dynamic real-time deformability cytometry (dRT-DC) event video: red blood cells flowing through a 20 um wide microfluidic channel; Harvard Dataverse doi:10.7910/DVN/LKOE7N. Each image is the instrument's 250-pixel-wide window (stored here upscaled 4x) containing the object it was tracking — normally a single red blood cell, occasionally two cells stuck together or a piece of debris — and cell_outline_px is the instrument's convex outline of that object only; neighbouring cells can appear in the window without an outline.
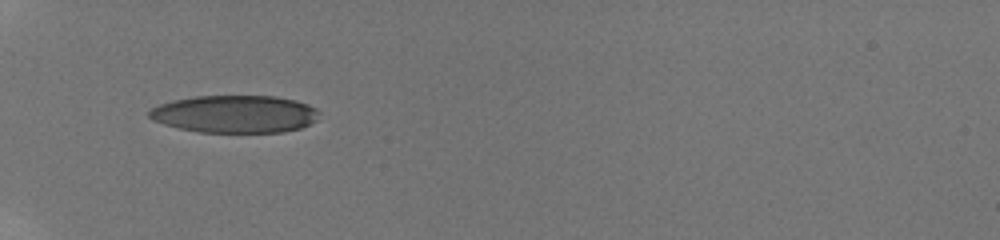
{"species": "human", "species_latin": "Homo sapiens", "temperature_condition": "room temperature", "stored_images_in_passage": 46, "camera_frame_rate_fps": 3000, "um_per_image_px": 0.085, "donor": {"sex": "male"}, "frame": {"image": 1, "passage_image": 1, "time_ms": 0.0, "image_size_px": [1000, 240], "cell_outline_px": [[320, 112], [316, 120], [300, 128], [284, 132], [200, 132], [180, 128], [164, 124], [152, 120], [148, 116], [148, 112], [152, 108], [160, 104], [172, 100], [192, 96], [276, 96], [296, 100], [308, 104], [316, 108]], "centroid_in_image_um": [19.97, 9.68], "position_along_channel_um": 65.0, "area_um2": 37.28}}
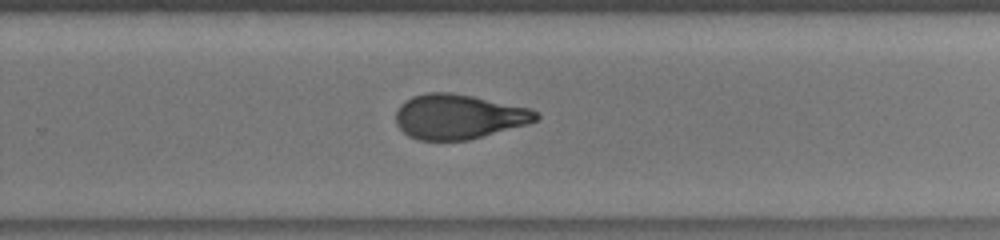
{"frame": {"image": 2, "passage_image": 24, "time_ms": 4.667, "image_size_px": [1000, 240], "cell_outline_px": [[540, 116], [536, 120], [528, 124], [468, 140], [420, 140], [408, 136], [396, 124], [396, 112], [400, 104], [404, 100], [412, 96], [428, 92], [452, 92], [532, 108], [540, 112]], "centroid_in_image_um": [38.99, 9.9], "position_along_channel_um": 290.8, "area_um2": 36.76}}
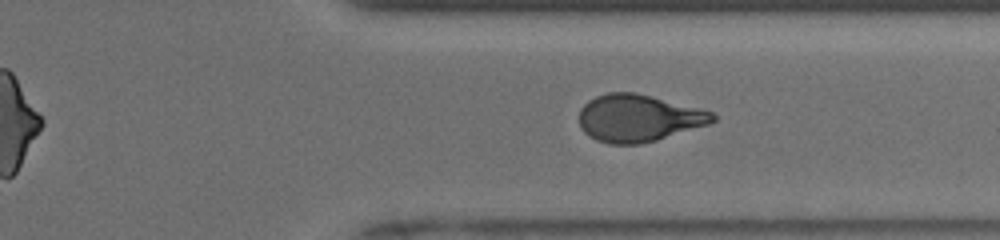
{"frame": {"image": 3, "passage_image": 39, "time_ms": 6.333, "image_size_px": [1000, 240], "cell_outline_px": [[716, 120], [708, 124], [656, 140], [640, 144], [608, 144], [596, 140], [588, 136], [580, 128], [580, 108], [588, 100], [596, 96], [608, 92], [636, 92], [700, 108], [712, 112], [716, 116]], "centroid_in_image_um": [54.24, 10.03], "position_along_channel_um": 357.2, "area_um2": 36.76}}